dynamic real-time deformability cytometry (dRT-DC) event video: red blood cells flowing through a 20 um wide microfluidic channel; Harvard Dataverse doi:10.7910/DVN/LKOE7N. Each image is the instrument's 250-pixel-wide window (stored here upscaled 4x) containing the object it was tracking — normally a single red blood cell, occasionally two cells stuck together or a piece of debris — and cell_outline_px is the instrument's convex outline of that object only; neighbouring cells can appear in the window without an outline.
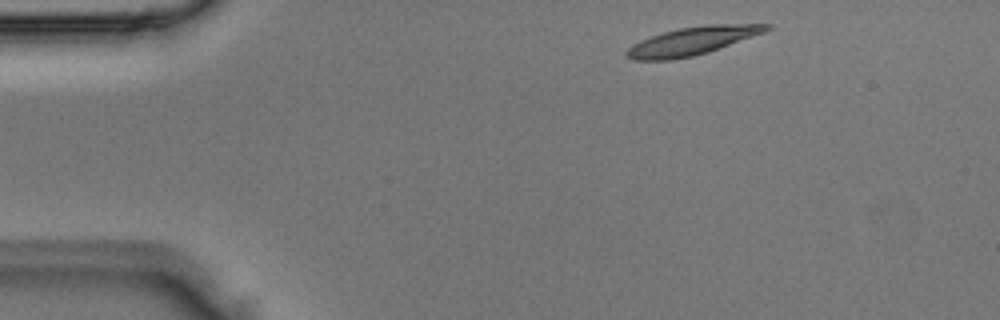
{"species": "Egyptian fruit bat (a non-hibernating species)", "species_latin": "Rousettus aegyptiacus", "temperature_condition": "room temperature", "stored_images_in_passage": 3, "camera_frame_rate_fps": 3000, "um_per_image_px": 0.085, "animal": {"sex": "male"}, "frame": {"image": 1, "passage_image": 1, "time_ms": 0.0, "image_size_px": [1000, 320], "cell_outline_px": [[772, 28], [764, 32], [708, 52], [692, 56], [672, 60], [632, 60], [624, 56], [624, 52], [632, 44], [640, 40], [664, 32], [680, 28], [704, 24], [772, 24]], "centroid_in_image_um": [58.8, 3.48], "position_along_channel_um": 26.2, "area_um2": 22.83}}
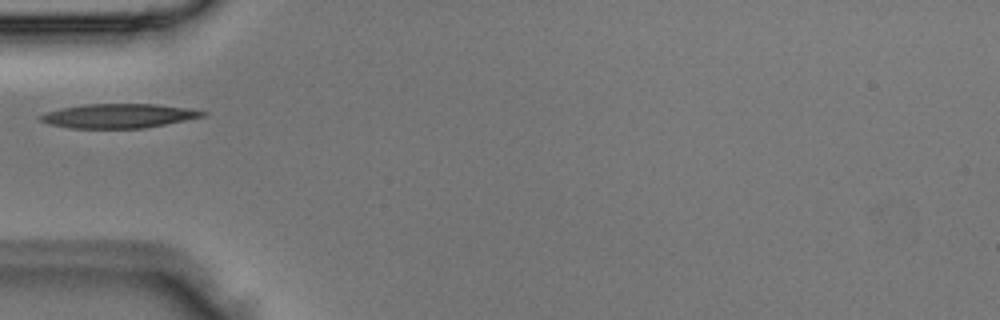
{"frame": {"image": 2, "passage_image": 3, "time_ms": 0.667, "image_size_px": [1000, 320], "cell_outline_px": [[208, 112], [204, 116], [144, 128], [68, 128], [48, 124], [40, 120], [40, 116], [48, 112], [60, 108], [84, 104], [156, 104], [184, 108]], "centroid_in_image_um": [10.03, 9.85], "position_along_channel_um": 75.0, "area_um2": 22.6}}